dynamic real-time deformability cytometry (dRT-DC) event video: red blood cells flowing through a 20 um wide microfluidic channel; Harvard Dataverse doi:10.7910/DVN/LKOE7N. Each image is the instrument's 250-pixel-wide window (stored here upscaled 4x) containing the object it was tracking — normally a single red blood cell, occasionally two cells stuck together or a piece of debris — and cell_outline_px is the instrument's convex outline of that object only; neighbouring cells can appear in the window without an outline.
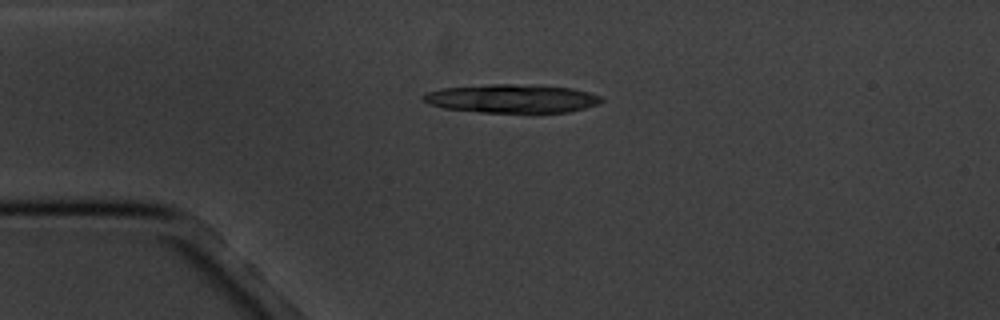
{"species": "common noctule bat (a hibernating species)", "species_latin": "Nyctalus noctula", "temperature_condition": "cold", "stored_images_in_passage": 4, "camera_frame_rate_fps": 3000, "um_per_image_px": 0.085, "animal": {"sex": "male", "body_mass_g": 20.1, "forearm_length_mm": 53.5}, "frame": {"image": 1, "passage_image": 2, "time_ms": 2.0, "image_size_px": [1000, 320], "cell_outline_px": [[604, 100], [596, 104], [584, 108], [568, 112], [480, 112], [444, 108], [428, 104], [420, 100], [420, 96], [424, 92], [440, 88], [488, 84], [516, 84], [572, 88], [588, 92], [600, 96]], "centroid_in_image_um": [43.4, 8.37], "position_along_channel_um": 41.6, "area_um2": 29.65}}